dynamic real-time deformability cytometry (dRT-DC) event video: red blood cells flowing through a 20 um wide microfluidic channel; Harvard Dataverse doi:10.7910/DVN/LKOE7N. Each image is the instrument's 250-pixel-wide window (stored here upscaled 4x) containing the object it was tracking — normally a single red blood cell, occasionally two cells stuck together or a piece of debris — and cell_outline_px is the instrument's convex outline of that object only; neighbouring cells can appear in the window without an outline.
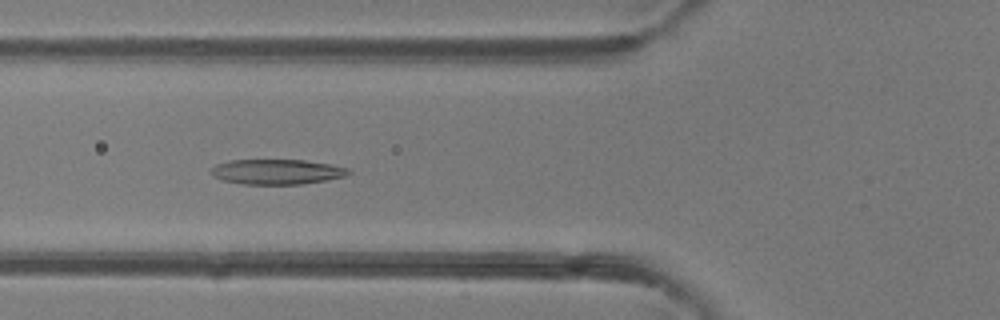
{"species": "common noctule bat (a hibernating species)", "species_latin": "Nyctalus noctula", "temperature_condition": "room temperature", "stored_images_in_passage": 49, "camera_frame_rate_fps": 3000, "um_per_image_px": 0.085, "animal": {"sex": "female"}, "frame": {"image": 1, "passage_image": 18, "time_ms": 5.667, "image_size_px": [1000, 320], "cell_outline_px": [[352, 172], [344, 176], [328, 180], [300, 184], [244, 184], [224, 180], [212, 176], [212, 168], [216, 164], [228, 160], [304, 160], [332, 164], [348, 168]], "centroid_in_image_um": [23.56, 14.59], "position_along_channel_um": 102.2, "area_um2": 20.06}}
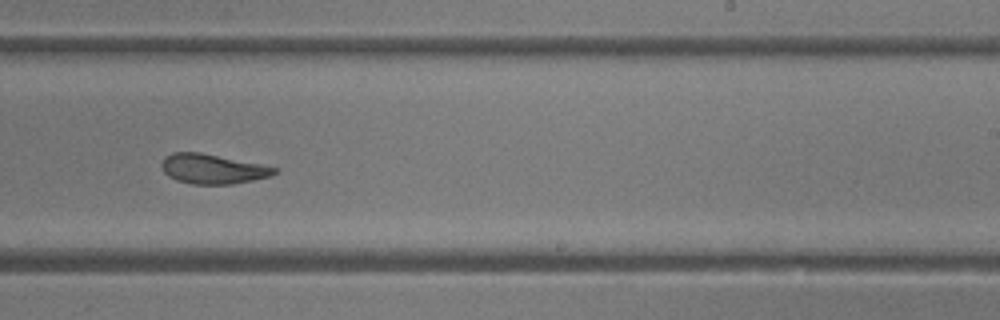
{"frame": {"image": 2, "passage_image": 30, "time_ms": 9.667, "image_size_px": [1000, 320], "cell_outline_px": [[276, 172], [268, 176], [252, 180], [232, 184], [192, 184], [176, 180], [168, 176], [164, 172], [160, 164], [164, 156], [172, 152], [200, 152], [260, 164], [276, 168]], "centroid_in_image_um": [17.99, 14.35], "position_along_channel_um": 271.0, "area_um2": 19.36}}
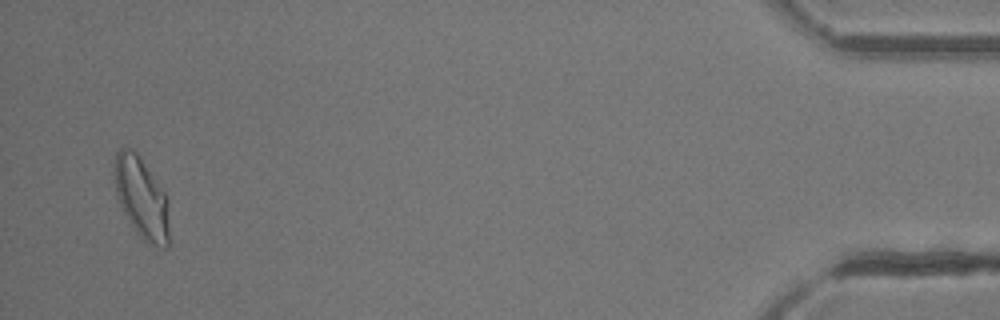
{"frame": {"image": 3, "passage_image": 47, "time_ms": 15.333, "image_size_px": [1000, 320], "cell_outline_px": [[168, 248], [160, 248], [148, 244], [136, 232], [124, 212], [120, 204], [116, 192], [112, 164], [116, 152], [120, 148], [132, 148], [140, 156], [168, 196]], "centroid_in_image_um": [12.02, 16.79], "position_along_channel_um": 423.2, "area_um2": 26.3}}